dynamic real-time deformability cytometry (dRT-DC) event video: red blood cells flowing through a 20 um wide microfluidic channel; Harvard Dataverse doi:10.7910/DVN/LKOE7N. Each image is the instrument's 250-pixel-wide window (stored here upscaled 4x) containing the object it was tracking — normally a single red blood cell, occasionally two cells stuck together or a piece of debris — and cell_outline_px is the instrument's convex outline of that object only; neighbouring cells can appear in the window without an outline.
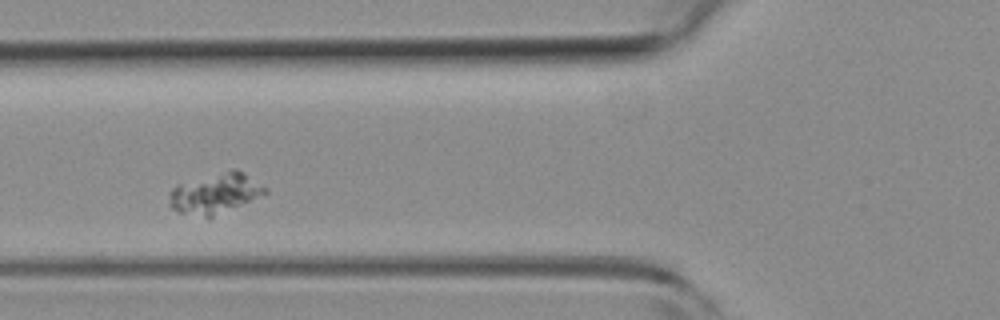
{"species": "common noctule bat (a hibernating species)", "species_latin": "Nyctalus noctula", "temperature_condition": "room temperature", "stored_images_in_passage": 3, "camera_frame_rate_fps": 3000, "um_per_image_px": 0.085, "animal": {"sex": "female", "body_mass_g": 19.3, "forearm_length_mm": 54.1}, "frame": {"image": 1, "passage_image": 3, "time_ms": 0.667, "image_size_px": [1000, 320], "cell_outline_px": [[268, 192], [208, 220], [180, 212], [172, 208], [168, 204], [168, 192], [176, 184], [232, 168], [236, 168], [244, 172], [268, 188]], "centroid_in_image_um": [18.26, 16.45], "position_along_channel_um": 107.5, "area_um2": 23.12}}